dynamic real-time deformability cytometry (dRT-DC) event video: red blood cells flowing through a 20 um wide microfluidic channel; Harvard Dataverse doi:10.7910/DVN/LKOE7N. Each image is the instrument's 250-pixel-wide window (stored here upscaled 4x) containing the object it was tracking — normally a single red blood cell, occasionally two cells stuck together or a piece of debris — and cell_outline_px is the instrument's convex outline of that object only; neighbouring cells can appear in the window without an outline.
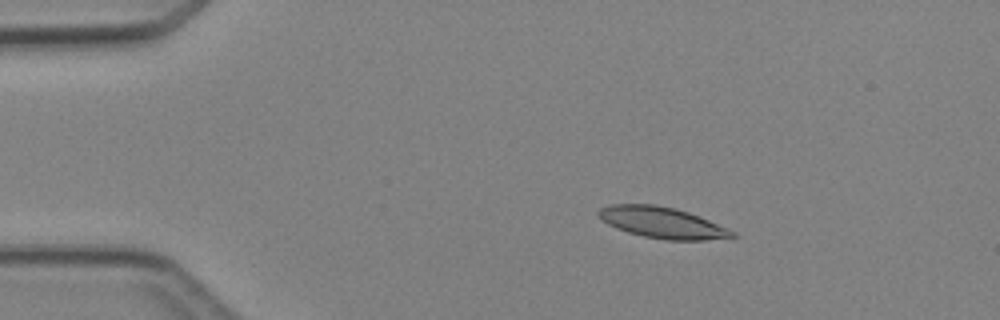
{"species": "Egyptian fruit bat (a non-hibernating species)", "species_latin": "Rousettus aegyptiacus", "temperature_condition": "cold", "stored_images_in_passage": 3, "camera_frame_rate_fps": 3000, "um_per_image_px": 0.085, "animal": {"sex": "female"}, "frame": {"image": 1, "passage_image": 1, "time_ms": 0.0, "image_size_px": [1000, 320], "cell_outline_px": [[736, 236], [704, 240], [668, 240], [644, 236], [628, 232], [616, 228], [608, 224], [596, 212], [600, 208], [612, 204], [656, 204], [688, 212], [728, 228], [736, 232]], "centroid_in_image_um": [56.28, 18.92], "position_along_channel_um": 28.7, "area_um2": 23.93}}
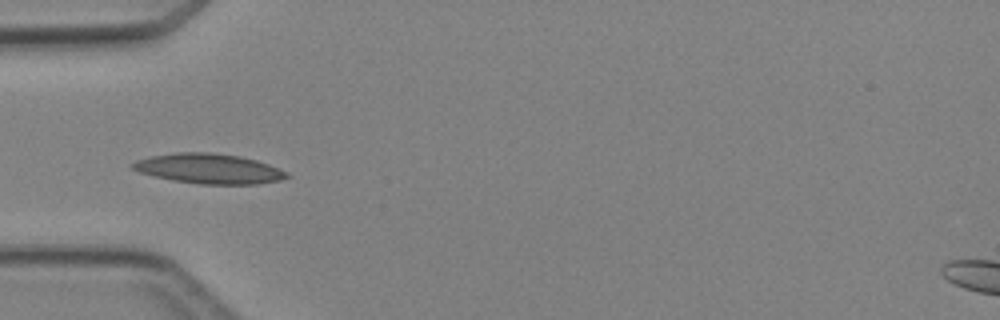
{"frame": {"image": 2, "passage_image": 3, "time_ms": 2.333, "image_size_px": [1000, 320], "cell_outline_px": [[292, 176], [280, 180], [256, 184], [200, 184], [172, 180], [140, 172], [132, 168], [128, 164], [136, 160], [152, 156], [176, 152], [212, 152], [240, 156], [256, 160], [268, 164], [288, 172]], "centroid_in_image_um": [17.77, 14.33], "position_along_channel_um": 67.2, "area_um2": 26.93}}